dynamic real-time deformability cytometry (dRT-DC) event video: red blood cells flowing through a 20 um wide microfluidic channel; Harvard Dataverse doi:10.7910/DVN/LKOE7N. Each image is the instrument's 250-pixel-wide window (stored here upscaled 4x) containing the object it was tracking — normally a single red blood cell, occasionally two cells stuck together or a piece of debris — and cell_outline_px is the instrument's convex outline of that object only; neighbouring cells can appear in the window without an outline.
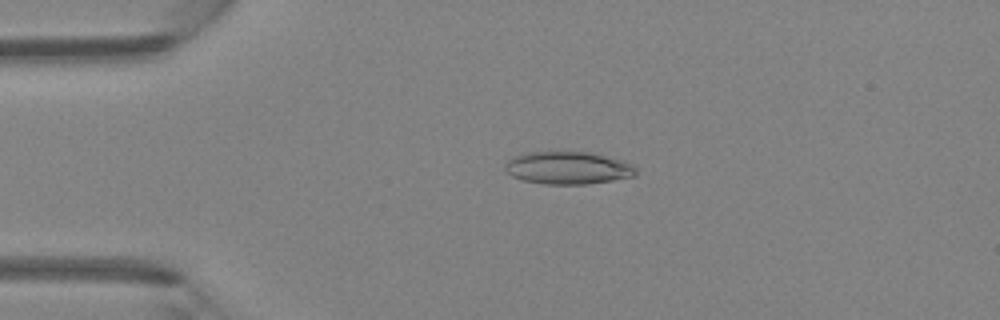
{"species": "Egyptian fruit bat (a non-hibernating species)", "species_latin": "Rousettus aegyptiacus", "temperature_condition": "room temperature", "stored_images_in_passage": 44, "camera_frame_rate_fps": 3000, "um_per_image_px": 0.085, "animal": {"sex": "female"}, "frame": {"image": 1, "passage_image": 9, "time_ms": 2.667, "image_size_px": [1000, 320], "cell_outline_px": [[636, 176], [588, 184], [544, 184], [524, 180], [512, 176], [504, 172], [504, 164], [512, 156], [528, 152], [592, 152], [620, 160], [632, 164], [636, 168]], "centroid_in_image_um": [48.24, 14.27], "position_along_channel_um": 36.8, "area_um2": 24.97}}
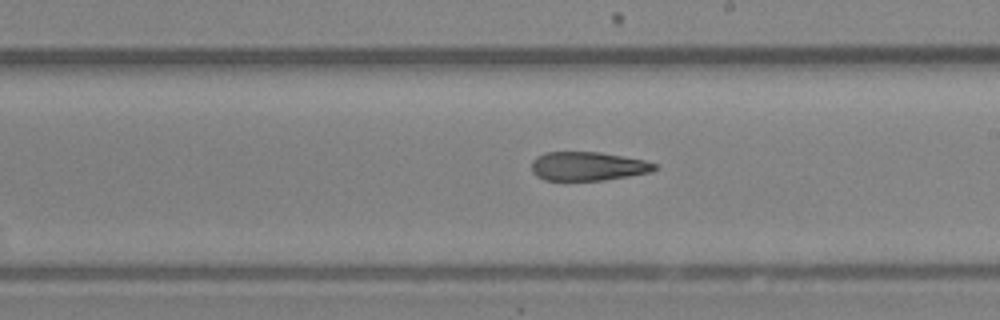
{"frame": {"image": 2, "passage_image": 25, "time_ms": 8.0, "image_size_px": [1000, 320], "cell_outline_px": [[656, 168], [652, 172], [604, 180], [544, 180], [536, 176], [532, 172], [532, 160], [536, 156], [544, 152], [600, 152], [644, 160], [656, 164]], "centroid_in_image_um": [49.93, 14.13], "position_along_channel_um": 239.1, "area_um2": 20.69}}
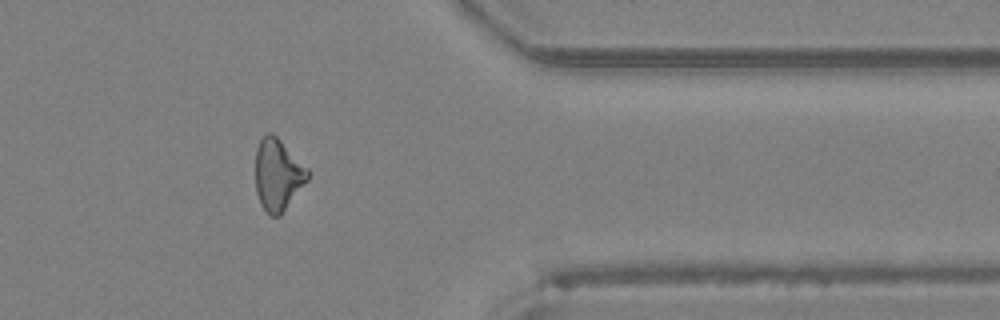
{"frame": {"image": 3, "passage_image": 36, "time_ms": 11.667, "image_size_px": [1000, 320], "cell_outline_px": [[308, 180], [280, 216], [268, 216], [260, 204], [256, 192], [256, 148], [260, 140], [268, 132], [272, 132], [308, 168]], "centroid_in_image_um": [23.6, 14.88], "position_along_channel_um": 387.8, "area_um2": 21.79}}